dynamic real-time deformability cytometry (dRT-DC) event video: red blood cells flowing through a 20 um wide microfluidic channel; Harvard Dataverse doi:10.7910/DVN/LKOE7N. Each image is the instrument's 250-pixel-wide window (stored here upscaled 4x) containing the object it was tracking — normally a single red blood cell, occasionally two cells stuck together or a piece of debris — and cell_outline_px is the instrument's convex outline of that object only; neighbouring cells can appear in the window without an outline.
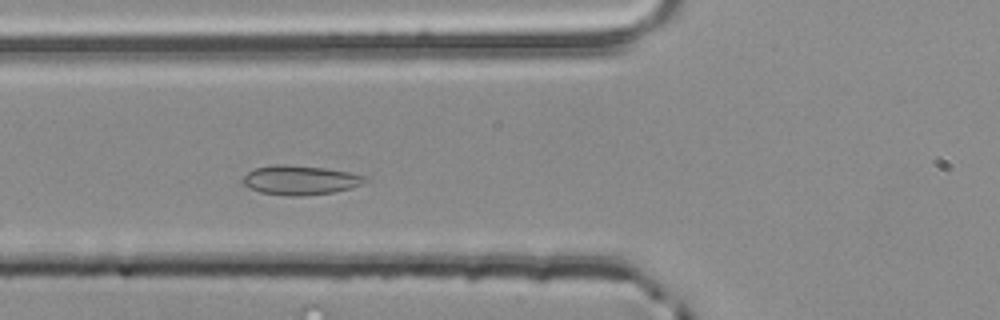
{"species": "common noctule bat (a hibernating species)", "species_latin": "Nyctalus noctula", "temperature_condition": "room temperature", "stored_images_in_passage": 40, "camera_frame_rate_fps": 3000, "um_per_image_px": 0.085, "animal": {"sex": "male", "body_mass_g": 20.4}, "frame": {"image": 1, "passage_image": 6, "time_ms": 1.667, "image_size_px": [1000, 320], "cell_outline_px": [[368, 180], [360, 184], [348, 188], [332, 192], [304, 196], [288, 196], [260, 192], [244, 184], [240, 180], [248, 172], [256, 168], [276, 164], [284, 164], [324, 168], [348, 172], [368, 176]], "centroid_in_image_um": [25.5, 15.31], "position_along_channel_um": 100.3, "area_um2": 20.69}}
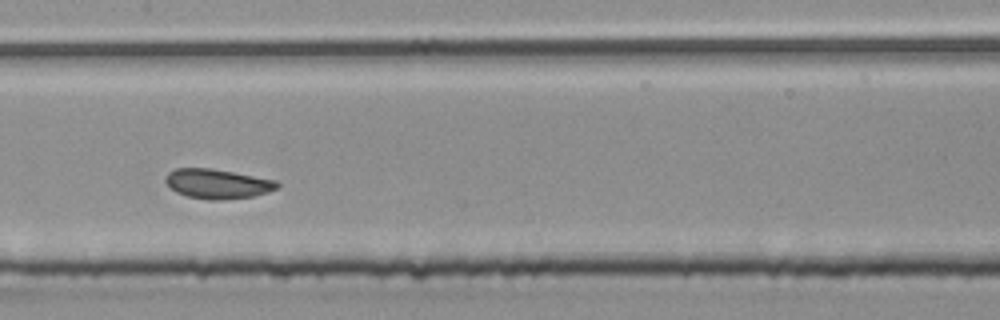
{"frame": {"image": 2, "passage_image": 13, "time_ms": 4.0, "image_size_px": [1000, 320], "cell_outline_px": [[280, 184], [276, 188], [268, 192], [252, 196], [220, 200], [208, 200], [188, 196], [176, 192], [164, 180], [168, 172], [176, 168], [208, 168], [232, 172], [276, 180]], "centroid_in_image_um": [18.47, 15.62], "position_along_channel_um": 188.9, "area_um2": 19.02}}
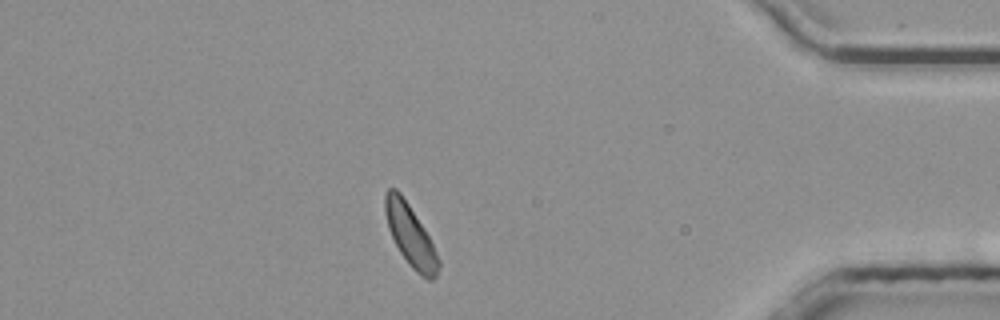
{"frame": {"image": 3, "passage_image": 33, "time_ms": 10.667, "image_size_px": [1000, 320], "cell_outline_px": [[440, 264], [436, 276], [432, 280], [428, 280], [420, 276], [408, 264], [400, 252], [388, 228], [384, 212], [384, 196], [388, 188], [396, 188], [400, 192], [424, 228], [440, 260]], "centroid_in_image_um": [34.87, 20.02], "position_along_channel_um": 400.3, "area_um2": 18.96}, "authors_computed_cell_mechanics": {"area_um2": 18.9873, "velocity_mm_per_s": 3.7889, "shape_relaxation_time_tau1_ms": null, "shape_relaxation_time_tau2_ms": 0.9448, "deformation_change_tau1": null, "deformation_change_tau2": 0.0538}}